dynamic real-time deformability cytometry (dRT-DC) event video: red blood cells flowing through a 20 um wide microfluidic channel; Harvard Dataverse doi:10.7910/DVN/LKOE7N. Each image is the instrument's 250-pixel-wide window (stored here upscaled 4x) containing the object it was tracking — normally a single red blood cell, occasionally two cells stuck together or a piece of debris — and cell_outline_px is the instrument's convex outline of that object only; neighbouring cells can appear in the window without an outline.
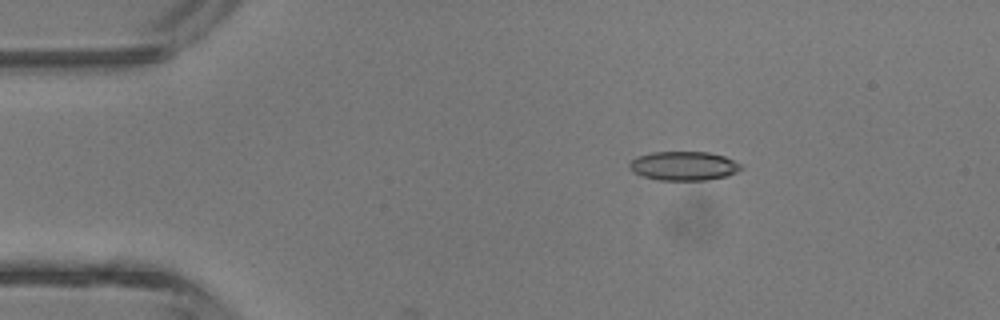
{"species": "common noctule bat (a hibernating species)", "species_latin": "Nyctalus noctula", "temperature_condition": "room temperature", "stored_images_in_passage": 5, "camera_frame_rate_fps": 3000, "um_per_image_px": 0.085, "animal": {"sex": "male", "body_mass_g": 13.3}, "frame": {"image": 1, "passage_image": 3, "time_ms": 2.333, "image_size_px": [1000, 320], "cell_outline_px": [[744, 168], [728, 176], [708, 180], [660, 180], [644, 176], [632, 172], [628, 168], [628, 164], [636, 156], [652, 152], [708, 152], [724, 156], [740, 164]], "centroid_in_image_um": [58.1, 14.1], "position_along_channel_um": 26.9, "area_um2": 18.96}}
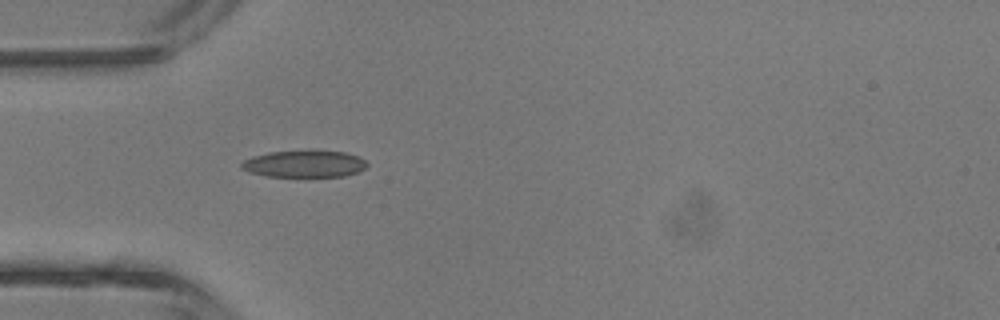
{"frame": {"image": 2, "passage_image": 5, "time_ms": 4.333, "image_size_px": [1000, 320], "cell_outline_px": [[368, 164], [364, 168], [356, 172], [344, 176], [268, 176], [248, 172], [240, 168], [240, 164], [244, 160], [252, 156], [268, 152], [344, 152], [356, 156], [364, 160]], "centroid_in_image_um": [25.8, 13.95], "position_along_channel_um": 59.2, "area_um2": 19.07}}